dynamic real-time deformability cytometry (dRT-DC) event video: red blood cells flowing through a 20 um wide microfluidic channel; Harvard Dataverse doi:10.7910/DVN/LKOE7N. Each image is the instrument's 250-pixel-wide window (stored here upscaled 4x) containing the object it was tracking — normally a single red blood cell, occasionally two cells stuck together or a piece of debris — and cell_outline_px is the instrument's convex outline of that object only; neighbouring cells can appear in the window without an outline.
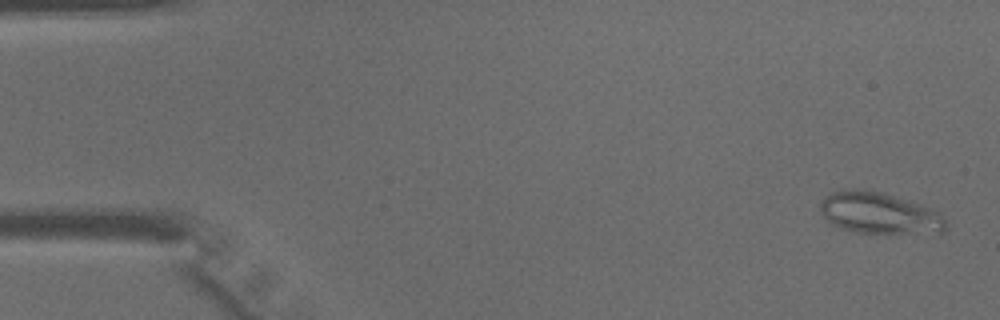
{"species": "common noctule bat (a hibernating species)", "species_latin": "Nyctalus noctula", "temperature_condition": "warm", "stored_images_in_passage": 10, "camera_frame_rate_fps": 3000, "um_per_image_px": 0.085, "animal": {"sex": "male", "body_mass_g": 15.6}, "frame": {"image": 1, "passage_image": 2, "time_ms": 0.333, "image_size_px": [1000, 320], "cell_outline_px": [[948, 228], [944, 232], [888, 236], [856, 232], [832, 224], [824, 216], [820, 208], [820, 200], [832, 192], [840, 188], [872, 188], [920, 204], [940, 212], [948, 224]], "centroid_in_image_um": [74.79, 18.13], "position_along_channel_um": 10.2, "area_um2": 31.73}}